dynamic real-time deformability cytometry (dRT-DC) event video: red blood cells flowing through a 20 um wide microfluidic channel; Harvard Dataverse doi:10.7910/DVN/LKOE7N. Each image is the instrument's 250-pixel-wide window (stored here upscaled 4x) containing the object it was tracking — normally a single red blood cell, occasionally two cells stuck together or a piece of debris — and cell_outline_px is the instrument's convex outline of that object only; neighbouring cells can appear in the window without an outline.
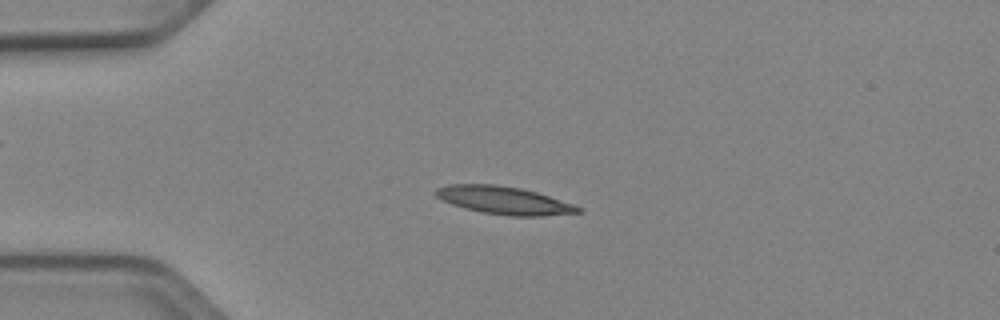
{"species": "Egyptian fruit bat (a non-hibernating species)", "species_latin": "Rousettus aegyptiacus", "temperature_condition": "cold", "stored_images_in_passage": 44, "camera_frame_rate_fps": 3000, "um_per_image_px": 0.085, "animal": {"sex": "female"}, "frame": {"image": 1, "passage_image": 11, "time_ms": 3.333, "image_size_px": [1000, 320], "cell_outline_px": [[584, 212], [544, 216], [508, 216], [484, 212], [464, 208], [452, 204], [436, 196], [432, 192], [436, 188], [448, 184], [496, 184], [520, 188], [536, 192], [584, 208]], "centroid_in_image_um": [42.84, 17.03], "position_along_channel_um": 42.2, "area_um2": 23.06}}
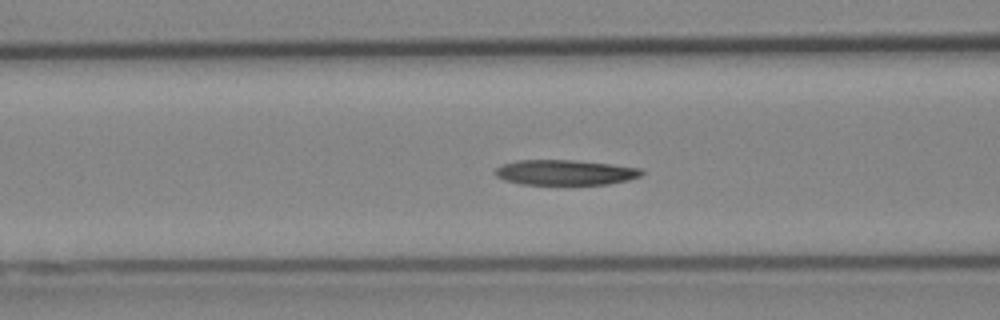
{"frame": {"image": 2, "passage_image": 19, "time_ms": 6.0, "image_size_px": [1000, 320], "cell_outline_px": [[644, 172], [640, 176], [628, 180], [608, 184], [520, 184], [504, 180], [496, 176], [492, 172], [500, 164], [516, 160], [572, 160], [608, 164], [640, 168]], "centroid_in_image_um": [47.96, 14.65], "position_along_channel_um": 118.6, "area_um2": 21.5}}
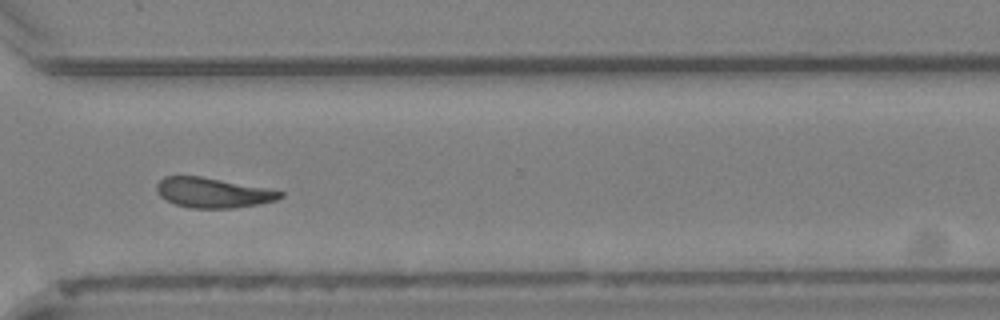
{"frame": {"image": 3, "passage_image": 37, "time_ms": 12.0, "image_size_px": [1000, 320], "cell_outline_px": [[284, 196], [276, 200], [260, 204], [232, 208], [192, 208], [176, 204], [160, 196], [156, 192], [156, 184], [164, 176], [200, 176], [264, 188], [284, 192]], "centroid_in_image_um": [18.08, 16.38], "position_along_channel_um": 352.5, "area_um2": 21.33}, "authors_computed_cell_mechanics": {"area_um2": 21.9351, "velocity_mm_per_s": 3.8869, "shape_relaxation_time_tau1_ms": null, "shape_relaxation_time_tau2_ms": 5.2113, "deformation_change_tau1": null, "deformation_change_tau2": 0.1456}}